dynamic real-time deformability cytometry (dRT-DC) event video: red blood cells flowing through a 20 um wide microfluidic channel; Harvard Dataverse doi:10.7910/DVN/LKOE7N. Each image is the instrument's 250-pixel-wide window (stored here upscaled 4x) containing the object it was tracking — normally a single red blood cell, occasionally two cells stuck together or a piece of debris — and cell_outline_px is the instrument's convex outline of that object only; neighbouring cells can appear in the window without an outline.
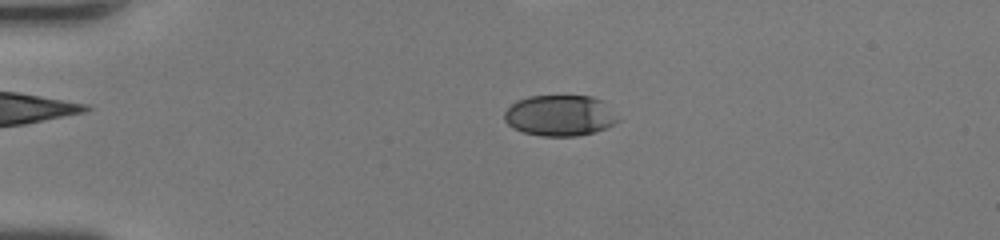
{"species": "human", "species_latin": "Homo sapiens", "temperature_condition": "room temperature", "stored_images_in_passage": 34, "camera_frame_rate_fps": 3000, "um_per_image_px": 0.085, "donor": {"sex": "female"}, "frame": {"image": 1, "passage_image": 6, "time_ms": 1.667, "image_size_px": [1000, 240], "cell_outline_px": [[620, 120], [604, 128], [592, 132], [576, 136], [540, 136], [524, 132], [512, 128], [504, 120], [504, 112], [516, 100], [528, 96], [592, 96], [600, 100]], "centroid_in_image_um": [47.52, 9.82], "position_along_channel_um": 37.5, "area_um2": 26.76}}